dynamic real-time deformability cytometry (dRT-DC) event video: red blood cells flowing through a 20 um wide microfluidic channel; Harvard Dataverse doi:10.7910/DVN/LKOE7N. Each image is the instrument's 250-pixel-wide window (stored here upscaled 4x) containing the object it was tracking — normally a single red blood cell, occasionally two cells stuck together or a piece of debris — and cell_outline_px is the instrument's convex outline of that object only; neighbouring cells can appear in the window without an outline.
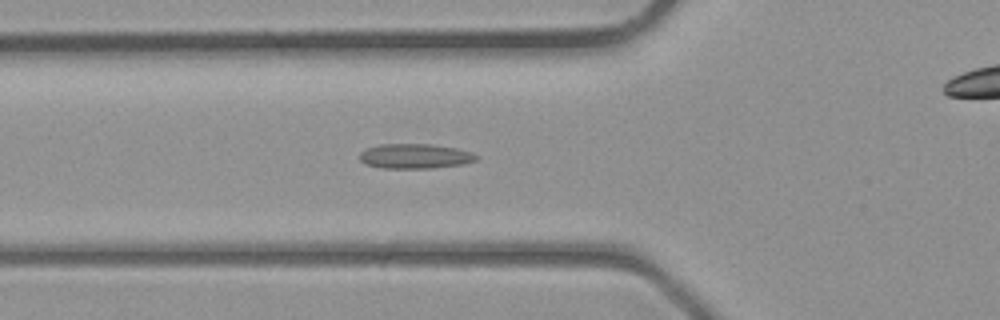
{"species": "common noctule bat (a hibernating species)", "species_latin": "Nyctalus noctula", "temperature_condition": "room temperature", "stored_images_in_passage": 28, "camera_frame_rate_fps": 3000, "um_per_image_px": 0.085, "animal": {"sex": "male", "body_mass_g": 23.1, "forearm_length_mm": 52.7}, "frame": {"image": 1, "passage_image": 3, "time_ms": 0.667, "image_size_px": [1000, 320], "cell_outline_px": [[480, 156], [476, 160], [464, 164], [432, 168], [380, 168], [364, 164], [360, 160], [360, 152], [364, 148], [380, 144], [432, 144], [456, 148], [472, 152]], "centroid_in_image_um": [35.26, 13.27], "position_along_channel_um": 90.5, "area_um2": 17.11}}
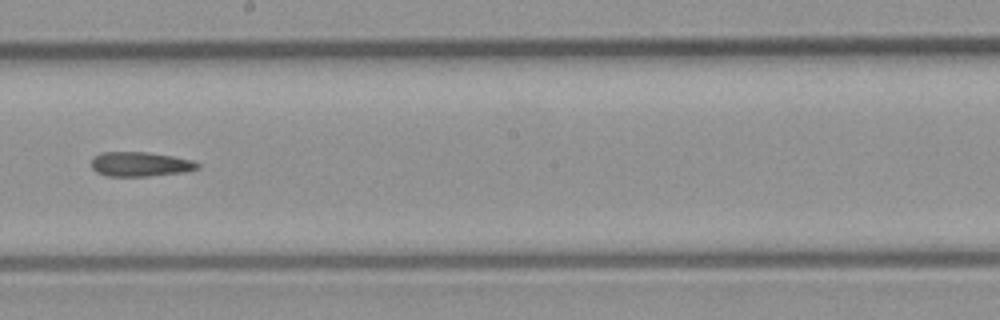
{"frame": {"image": 2, "passage_image": 11, "time_ms": 3.333, "image_size_px": [1000, 320], "cell_outline_px": [[200, 168], [184, 172], [148, 176], [108, 176], [96, 172], [92, 168], [92, 156], [100, 152], [148, 152], [172, 156], [192, 160], [200, 164]], "centroid_in_image_um": [11.91, 13.95], "position_along_channel_um": 236.3, "area_um2": 15.26}}
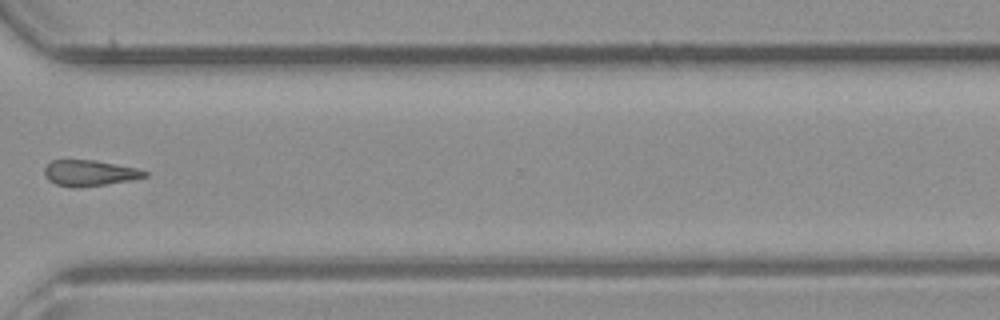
{"frame": {"image": 3, "passage_image": 18, "time_ms": 5.667, "image_size_px": [1000, 320], "cell_outline_px": [[148, 176], [132, 180], [76, 188], [72, 188], [56, 184], [48, 180], [44, 176], [44, 168], [52, 160], [96, 160], [136, 168], [148, 172]], "centroid_in_image_um": [7.59, 14.71], "position_along_channel_um": 363.0, "area_um2": 15.14}}